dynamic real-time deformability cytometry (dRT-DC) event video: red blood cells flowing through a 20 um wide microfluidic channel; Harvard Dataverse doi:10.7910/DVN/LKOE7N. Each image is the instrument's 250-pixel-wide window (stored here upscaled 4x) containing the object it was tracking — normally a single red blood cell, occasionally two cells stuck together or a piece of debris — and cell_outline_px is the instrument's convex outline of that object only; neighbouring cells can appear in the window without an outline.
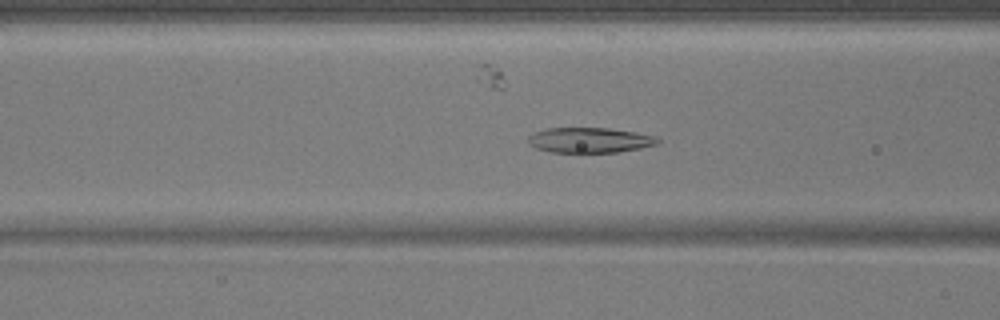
{"species": "common noctule bat (a hibernating species)", "species_latin": "Nyctalus noctula", "temperature_condition": "warm", "stored_images_in_passage": 52, "camera_frame_rate_fps": 3000, "um_per_image_px": 0.085, "animal": {"sex": "male", "body_mass_g": 17.9}, "frame": {"image": 1, "passage_image": 20, "time_ms": 6.333, "image_size_px": [1000, 320], "cell_outline_px": [[660, 140], [656, 144], [640, 148], [616, 152], [552, 152], [536, 148], [528, 144], [528, 136], [532, 132], [548, 128], [608, 128], [636, 132], [656, 136]], "centroid_in_image_um": [50.09, 11.9], "position_along_channel_um": 116.5, "area_um2": 19.02}}
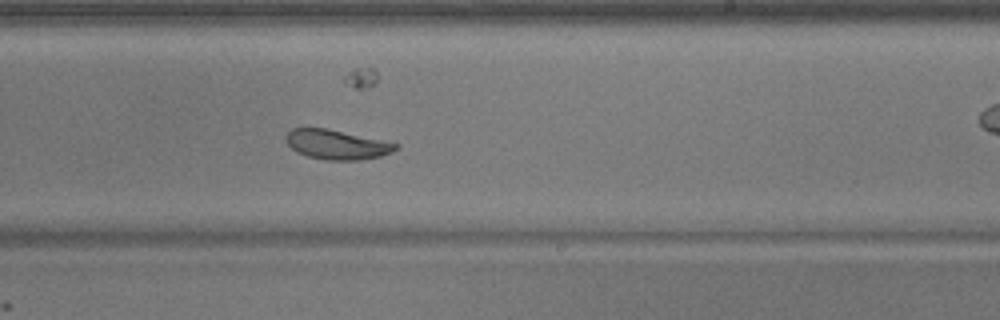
{"frame": {"image": 2, "passage_image": 31, "time_ms": 10.0, "image_size_px": [1000, 320], "cell_outline_px": [[400, 148], [392, 152], [380, 156], [360, 160], [324, 160], [308, 156], [296, 152], [288, 144], [284, 136], [292, 128], [328, 128], [400, 144]], "centroid_in_image_um": [28.64, 12.28], "position_along_channel_um": 260.4, "area_um2": 19.02}}
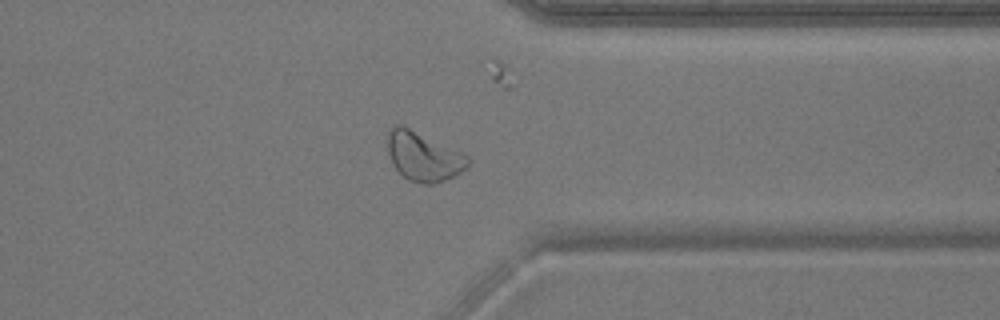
{"frame": {"image": 3, "passage_image": 40, "time_ms": 13.0, "image_size_px": [1000, 320], "cell_outline_px": [[468, 168], [444, 180], [432, 184], [420, 184], [408, 180], [392, 164], [388, 152], [388, 132], [392, 124], [404, 124], [468, 156]], "centroid_in_image_um": [35.95, 13.27], "position_along_channel_um": 375.4, "area_um2": 22.95}}